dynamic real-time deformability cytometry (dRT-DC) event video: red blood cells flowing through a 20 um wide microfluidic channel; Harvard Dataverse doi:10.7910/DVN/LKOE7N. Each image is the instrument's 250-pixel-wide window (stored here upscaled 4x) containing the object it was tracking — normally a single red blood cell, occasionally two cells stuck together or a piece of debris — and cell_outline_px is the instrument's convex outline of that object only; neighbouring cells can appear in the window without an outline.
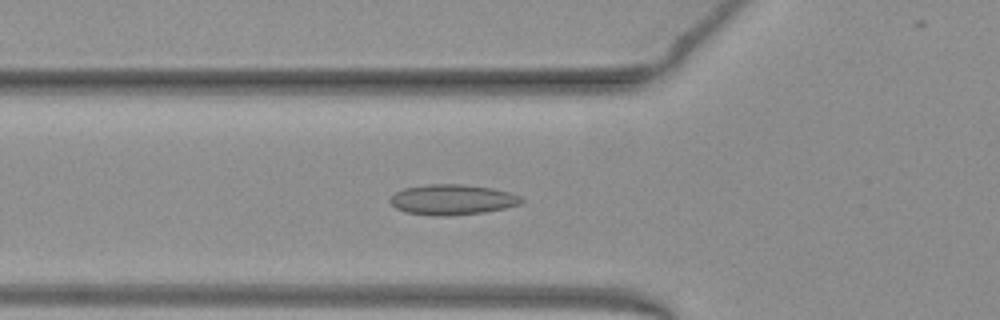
{"species": "common noctule bat (a hibernating species)", "species_latin": "Nyctalus noctula", "temperature_condition": "warm", "stored_images_in_passage": 50, "camera_frame_rate_fps": 3000, "um_per_image_px": 0.085, "animal": {"sex": "female", "body_mass_g": 19.3, "forearm_length_mm": 54.1}, "frame": {"image": 1, "passage_image": 17, "time_ms": 5.333, "image_size_px": [1000, 320], "cell_outline_px": [[524, 200], [520, 204], [504, 208], [484, 212], [448, 216], [436, 216], [408, 212], [396, 208], [388, 200], [396, 192], [404, 188], [428, 184], [460, 184], [492, 188], [508, 192], [520, 196]], "centroid_in_image_um": [38.44, 16.97], "position_along_channel_um": 87.4, "area_um2": 23.06}}
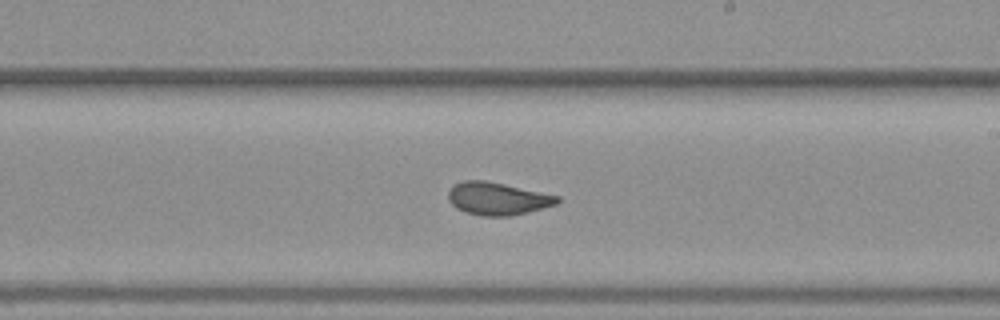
{"frame": {"image": 2, "passage_image": 29, "time_ms": 9.333, "image_size_px": [1000, 320], "cell_outline_px": [[560, 200], [556, 204], [528, 212], [508, 216], [480, 216], [464, 212], [456, 208], [448, 200], [448, 192], [452, 184], [464, 180], [484, 180], [504, 184], [560, 196]], "centroid_in_image_um": [42.25, 16.88], "position_along_channel_um": 246.8, "area_um2": 20.81}}
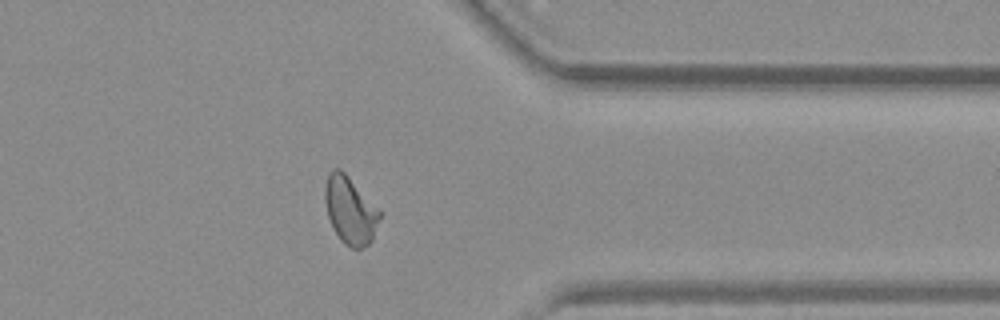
{"frame": {"image": 3, "passage_image": 40, "time_ms": 13.0, "image_size_px": [1000, 320], "cell_outline_px": [[380, 216], [372, 240], [368, 244], [360, 248], [352, 248], [344, 244], [340, 240], [328, 216], [324, 200], [324, 188], [328, 172], [332, 168], [340, 168], [348, 176], [380, 212]], "centroid_in_image_um": [29.72, 17.86], "position_along_channel_um": 381.7, "area_um2": 21.1}, "authors_computed_cell_mechanics": {"area_um2": 21.8484, "velocity_mm_per_s": 3.9731, "shape_relaxation_time_tau1_ms": null, "shape_relaxation_time_tau2_ms": 1.3266, "deformation_change_tau1": null, "deformation_change_tau2": 0.0784}}